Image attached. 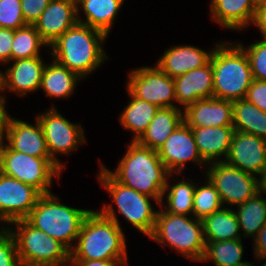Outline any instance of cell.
Here are the masks:
<instances>
[{"instance_id": "obj_1", "label": "cell", "mask_w": 266, "mask_h": 266, "mask_svg": "<svg viewBox=\"0 0 266 266\" xmlns=\"http://www.w3.org/2000/svg\"><path fill=\"white\" fill-rule=\"evenodd\" d=\"M77 241L70 250V260H117L127 264L125 237L112 205L89 212Z\"/></svg>"}, {"instance_id": "obj_2", "label": "cell", "mask_w": 266, "mask_h": 266, "mask_svg": "<svg viewBox=\"0 0 266 266\" xmlns=\"http://www.w3.org/2000/svg\"><path fill=\"white\" fill-rule=\"evenodd\" d=\"M104 168L117 182L153 197L162 208L167 178L172 175L162 163L157 150L131 141L115 172Z\"/></svg>"}, {"instance_id": "obj_3", "label": "cell", "mask_w": 266, "mask_h": 266, "mask_svg": "<svg viewBox=\"0 0 266 266\" xmlns=\"http://www.w3.org/2000/svg\"><path fill=\"white\" fill-rule=\"evenodd\" d=\"M106 37L104 32L77 22L50 45V53L56 62L84 78L107 59L100 45Z\"/></svg>"}, {"instance_id": "obj_4", "label": "cell", "mask_w": 266, "mask_h": 266, "mask_svg": "<svg viewBox=\"0 0 266 266\" xmlns=\"http://www.w3.org/2000/svg\"><path fill=\"white\" fill-rule=\"evenodd\" d=\"M226 45H216L217 48L213 49L210 58L213 69V97L235 101L245 98L254 79L243 45Z\"/></svg>"}, {"instance_id": "obj_5", "label": "cell", "mask_w": 266, "mask_h": 266, "mask_svg": "<svg viewBox=\"0 0 266 266\" xmlns=\"http://www.w3.org/2000/svg\"><path fill=\"white\" fill-rule=\"evenodd\" d=\"M90 211L65 206L58 197L49 193L38 198L35 207L25 219L71 250L73 240H77L83 221Z\"/></svg>"}, {"instance_id": "obj_6", "label": "cell", "mask_w": 266, "mask_h": 266, "mask_svg": "<svg viewBox=\"0 0 266 266\" xmlns=\"http://www.w3.org/2000/svg\"><path fill=\"white\" fill-rule=\"evenodd\" d=\"M149 238L173 249L194 261H201L205 240L202 220L190 219L186 215L158 211L155 226Z\"/></svg>"}, {"instance_id": "obj_7", "label": "cell", "mask_w": 266, "mask_h": 266, "mask_svg": "<svg viewBox=\"0 0 266 266\" xmlns=\"http://www.w3.org/2000/svg\"><path fill=\"white\" fill-rule=\"evenodd\" d=\"M19 260L22 266H65L70 250L57 239L32 226L26 219L11 222Z\"/></svg>"}, {"instance_id": "obj_8", "label": "cell", "mask_w": 266, "mask_h": 266, "mask_svg": "<svg viewBox=\"0 0 266 266\" xmlns=\"http://www.w3.org/2000/svg\"><path fill=\"white\" fill-rule=\"evenodd\" d=\"M62 168L52 158H39L12 150L0 144V172L33 186L41 194H49L52 177L60 175Z\"/></svg>"}, {"instance_id": "obj_9", "label": "cell", "mask_w": 266, "mask_h": 266, "mask_svg": "<svg viewBox=\"0 0 266 266\" xmlns=\"http://www.w3.org/2000/svg\"><path fill=\"white\" fill-rule=\"evenodd\" d=\"M100 167L101 170H99L100 175H98V178L111 194L120 214L133 227L149 237L153 232L158 213V211H153L149 200L153 197L120 184L109 174L103 165Z\"/></svg>"}, {"instance_id": "obj_10", "label": "cell", "mask_w": 266, "mask_h": 266, "mask_svg": "<svg viewBox=\"0 0 266 266\" xmlns=\"http://www.w3.org/2000/svg\"><path fill=\"white\" fill-rule=\"evenodd\" d=\"M207 179L218 191L222 204L240 205L259 193L261 180L255 175L242 171L225 161L211 162Z\"/></svg>"}, {"instance_id": "obj_11", "label": "cell", "mask_w": 266, "mask_h": 266, "mask_svg": "<svg viewBox=\"0 0 266 266\" xmlns=\"http://www.w3.org/2000/svg\"><path fill=\"white\" fill-rule=\"evenodd\" d=\"M127 90L134 97L162 107H177L174 79L155 67H141L129 74ZM173 103V104H172Z\"/></svg>"}, {"instance_id": "obj_12", "label": "cell", "mask_w": 266, "mask_h": 266, "mask_svg": "<svg viewBox=\"0 0 266 266\" xmlns=\"http://www.w3.org/2000/svg\"><path fill=\"white\" fill-rule=\"evenodd\" d=\"M37 119L42 127L50 157L63 169L65 164L60 163L55 154H68L79 144L86 142L84 130L81 125L69 122L54 107L38 115Z\"/></svg>"}, {"instance_id": "obj_13", "label": "cell", "mask_w": 266, "mask_h": 266, "mask_svg": "<svg viewBox=\"0 0 266 266\" xmlns=\"http://www.w3.org/2000/svg\"><path fill=\"white\" fill-rule=\"evenodd\" d=\"M41 195L33 186L0 172V220L10 224L25 219Z\"/></svg>"}, {"instance_id": "obj_14", "label": "cell", "mask_w": 266, "mask_h": 266, "mask_svg": "<svg viewBox=\"0 0 266 266\" xmlns=\"http://www.w3.org/2000/svg\"><path fill=\"white\" fill-rule=\"evenodd\" d=\"M222 161L261 178L266 169V140L234 131L228 156Z\"/></svg>"}, {"instance_id": "obj_15", "label": "cell", "mask_w": 266, "mask_h": 266, "mask_svg": "<svg viewBox=\"0 0 266 266\" xmlns=\"http://www.w3.org/2000/svg\"><path fill=\"white\" fill-rule=\"evenodd\" d=\"M157 153L170 174L177 168L176 172L180 174L185 163L191 160L198 164L206 163L198 151L192 128L184 121L169 135Z\"/></svg>"}, {"instance_id": "obj_16", "label": "cell", "mask_w": 266, "mask_h": 266, "mask_svg": "<svg viewBox=\"0 0 266 266\" xmlns=\"http://www.w3.org/2000/svg\"><path fill=\"white\" fill-rule=\"evenodd\" d=\"M78 6L76 0H51L33 24L49 47L78 22Z\"/></svg>"}, {"instance_id": "obj_17", "label": "cell", "mask_w": 266, "mask_h": 266, "mask_svg": "<svg viewBox=\"0 0 266 266\" xmlns=\"http://www.w3.org/2000/svg\"><path fill=\"white\" fill-rule=\"evenodd\" d=\"M183 121L191 128L233 126L232 101L208 98L188 105Z\"/></svg>"}, {"instance_id": "obj_18", "label": "cell", "mask_w": 266, "mask_h": 266, "mask_svg": "<svg viewBox=\"0 0 266 266\" xmlns=\"http://www.w3.org/2000/svg\"><path fill=\"white\" fill-rule=\"evenodd\" d=\"M7 145L16 152L39 158H51L42 127L36 118V125L28 124L10 116L6 124Z\"/></svg>"}, {"instance_id": "obj_19", "label": "cell", "mask_w": 266, "mask_h": 266, "mask_svg": "<svg viewBox=\"0 0 266 266\" xmlns=\"http://www.w3.org/2000/svg\"><path fill=\"white\" fill-rule=\"evenodd\" d=\"M14 61L11 68L2 73V90L8 88L20 96L38 90L46 65L41 56Z\"/></svg>"}, {"instance_id": "obj_20", "label": "cell", "mask_w": 266, "mask_h": 266, "mask_svg": "<svg viewBox=\"0 0 266 266\" xmlns=\"http://www.w3.org/2000/svg\"><path fill=\"white\" fill-rule=\"evenodd\" d=\"M176 102L184 109L201 99L213 98V69L211 61L174 79Z\"/></svg>"}, {"instance_id": "obj_21", "label": "cell", "mask_w": 266, "mask_h": 266, "mask_svg": "<svg viewBox=\"0 0 266 266\" xmlns=\"http://www.w3.org/2000/svg\"><path fill=\"white\" fill-rule=\"evenodd\" d=\"M212 52L213 50L206 52V50L189 45L175 46L165 51L156 65L175 79L206 65L210 61Z\"/></svg>"}, {"instance_id": "obj_22", "label": "cell", "mask_w": 266, "mask_h": 266, "mask_svg": "<svg viewBox=\"0 0 266 266\" xmlns=\"http://www.w3.org/2000/svg\"><path fill=\"white\" fill-rule=\"evenodd\" d=\"M192 133L201 158L209 164L211 161L219 162L220 156H228L233 126L192 128Z\"/></svg>"}, {"instance_id": "obj_23", "label": "cell", "mask_w": 266, "mask_h": 266, "mask_svg": "<svg viewBox=\"0 0 266 266\" xmlns=\"http://www.w3.org/2000/svg\"><path fill=\"white\" fill-rule=\"evenodd\" d=\"M211 13L214 21L226 29H243L253 22L257 0H212Z\"/></svg>"}, {"instance_id": "obj_24", "label": "cell", "mask_w": 266, "mask_h": 266, "mask_svg": "<svg viewBox=\"0 0 266 266\" xmlns=\"http://www.w3.org/2000/svg\"><path fill=\"white\" fill-rule=\"evenodd\" d=\"M183 122V112L178 107L159 108L146 131L137 140L145 147L158 150L172 132Z\"/></svg>"}, {"instance_id": "obj_25", "label": "cell", "mask_w": 266, "mask_h": 266, "mask_svg": "<svg viewBox=\"0 0 266 266\" xmlns=\"http://www.w3.org/2000/svg\"><path fill=\"white\" fill-rule=\"evenodd\" d=\"M234 131L253 134L266 140V112L245 98L232 101Z\"/></svg>"}, {"instance_id": "obj_26", "label": "cell", "mask_w": 266, "mask_h": 266, "mask_svg": "<svg viewBox=\"0 0 266 266\" xmlns=\"http://www.w3.org/2000/svg\"><path fill=\"white\" fill-rule=\"evenodd\" d=\"M205 241H225L241 239L236 213L229 208H222L202 219Z\"/></svg>"}, {"instance_id": "obj_27", "label": "cell", "mask_w": 266, "mask_h": 266, "mask_svg": "<svg viewBox=\"0 0 266 266\" xmlns=\"http://www.w3.org/2000/svg\"><path fill=\"white\" fill-rule=\"evenodd\" d=\"M82 6L86 21L78 18V22L86 24L109 34L113 21L124 0H76Z\"/></svg>"}, {"instance_id": "obj_28", "label": "cell", "mask_w": 266, "mask_h": 266, "mask_svg": "<svg viewBox=\"0 0 266 266\" xmlns=\"http://www.w3.org/2000/svg\"><path fill=\"white\" fill-rule=\"evenodd\" d=\"M52 62L45 65L40 88L47 96L68 98L73 93L78 79L81 78L54 59Z\"/></svg>"}, {"instance_id": "obj_29", "label": "cell", "mask_w": 266, "mask_h": 266, "mask_svg": "<svg viewBox=\"0 0 266 266\" xmlns=\"http://www.w3.org/2000/svg\"><path fill=\"white\" fill-rule=\"evenodd\" d=\"M129 94L132 100L121 114L120 121L125 129L134 131L132 141H137L146 131L159 107L134 97L130 92Z\"/></svg>"}, {"instance_id": "obj_30", "label": "cell", "mask_w": 266, "mask_h": 266, "mask_svg": "<svg viewBox=\"0 0 266 266\" xmlns=\"http://www.w3.org/2000/svg\"><path fill=\"white\" fill-rule=\"evenodd\" d=\"M265 190H261L245 203L238 205L235 212L239 222V228L243 230L245 237H256L266 223V199L261 197Z\"/></svg>"}, {"instance_id": "obj_31", "label": "cell", "mask_w": 266, "mask_h": 266, "mask_svg": "<svg viewBox=\"0 0 266 266\" xmlns=\"http://www.w3.org/2000/svg\"><path fill=\"white\" fill-rule=\"evenodd\" d=\"M243 249L241 239L225 241H205V250L201 261L211 259L215 266H238L242 262Z\"/></svg>"}, {"instance_id": "obj_32", "label": "cell", "mask_w": 266, "mask_h": 266, "mask_svg": "<svg viewBox=\"0 0 266 266\" xmlns=\"http://www.w3.org/2000/svg\"><path fill=\"white\" fill-rule=\"evenodd\" d=\"M42 45L48 46L34 25L27 24L14 30L11 61L40 56L39 50Z\"/></svg>"}, {"instance_id": "obj_33", "label": "cell", "mask_w": 266, "mask_h": 266, "mask_svg": "<svg viewBox=\"0 0 266 266\" xmlns=\"http://www.w3.org/2000/svg\"><path fill=\"white\" fill-rule=\"evenodd\" d=\"M170 187L167 195V209L165 210L168 213L188 215L193 213V199H194V190L195 185L192 181L188 182L181 180L180 182L169 185L168 181L164 189V194L167 189Z\"/></svg>"}, {"instance_id": "obj_34", "label": "cell", "mask_w": 266, "mask_h": 266, "mask_svg": "<svg viewBox=\"0 0 266 266\" xmlns=\"http://www.w3.org/2000/svg\"><path fill=\"white\" fill-rule=\"evenodd\" d=\"M206 185L195 187L193 199V215L195 218L203 219L214 212L222 209V202L220 200L218 191L215 186L206 180Z\"/></svg>"}, {"instance_id": "obj_35", "label": "cell", "mask_w": 266, "mask_h": 266, "mask_svg": "<svg viewBox=\"0 0 266 266\" xmlns=\"http://www.w3.org/2000/svg\"><path fill=\"white\" fill-rule=\"evenodd\" d=\"M26 25L21 0H0V28L16 30Z\"/></svg>"}, {"instance_id": "obj_36", "label": "cell", "mask_w": 266, "mask_h": 266, "mask_svg": "<svg viewBox=\"0 0 266 266\" xmlns=\"http://www.w3.org/2000/svg\"><path fill=\"white\" fill-rule=\"evenodd\" d=\"M243 49L248 57L253 79L266 81V38Z\"/></svg>"}, {"instance_id": "obj_37", "label": "cell", "mask_w": 266, "mask_h": 266, "mask_svg": "<svg viewBox=\"0 0 266 266\" xmlns=\"http://www.w3.org/2000/svg\"><path fill=\"white\" fill-rule=\"evenodd\" d=\"M0 231V266H22L17 245L11 229L1 227Z\"/></svg>"}, {"instance_id": "obj_38", "label": "cell", "mask_w": 266, "mask_h": 266, "mask_svg": "<svg viewBox=\"0 0 266 266\" xmlns=\"http://www.w3.org/2000/svg\"><path fill=\"white\" fill-rule=\"evenodd\" d=\"M51 0H21V9L26 24L33 25Z\"/></svg>"}, {"instance_id": "obj_39", "label": "cell", "mask_w": 266, "mask_h": 266, "mask_svg": "<svg viewBox=\"0 0 266 266\" xmlns=\"http://www.w3.org/2000/svg\"><path fill=\"white\" fill-rule=\"evenodd\" d=\"M245 99L266 112V81L254 79L246 92Z\"/></svg>"}, {"instance_id": "obj_40", "label": "cell", "mask_w": 266, "mask_h": 266, "mask_svg": "<svg viewBox=\"0 0 266 266\" xmlns=\"http://www.w3.org/2000/svg\"><path fill=\"white\" fill-rule=\"evenodd\" d=\"M14 39V29L0 28V63L11 61V49Z\"/></svg>"}, {"instance_id": "obj_41", "label": "cell", "mask_w": 266, "mask_h": 266, "mask_svg": "<svg viewBox=\"0 0 266 266\" xmlns=\"http://www.w3.org/2000/svg\"><path fill=\"white\" fill-rule=\"evenodd\" d=\"M259 28L262 36L266 38V0L258 1L253 22Z\"/></svg>"}, {"instance_id": "obj_42", "label": "cell", "mask_w": 266, "mask_h": 266, "mask_svg": "<svg viewBox=\"0 0 266 266\" xmlns=\"http://www.w3.org/2000/svg\"><path fill=\"white\" fill-rule=\"evenodd\" d=\"M254 253L258 260L266 259V223L254 239Z\"/></svg>"}, {"instance_id": "obj_43", "label": "cell", "mask_w": 266, "mask_h": 266, "mask_svg": "<svg viewBox=\"0 0 266 266\" xmlns=\"http://www.w3.org/2000/svg\"><path fill=\"white\" fill-rule=\"evenodd\" d=\"M75 266H118L117 260H70Z\"/></svg>"}, {"instance_id": "obj_44", "label": "cell", "mask_w": 266, "mask_h": 266, "mask_svg": "<svg viewBox=\"0 0 266 266\" xmlns=\"http://www.w3.org/2000/svg\"><path fill=\"white\" fill-rule=\"evenodd\" d=\"M8 117L9 115H7L5 109V97L0 96V144L4 142L3 136L5 135Z\"/></svg>"}, {"instance_id": "obj_45", "label": "cell", "mask_w": 266, "mask_h": 266, "mask_svg": "<svg viewBox=\"0 0 266 266\" xmlns=\"http://www.w3.org/2000/svg\"><path fill=\"white\" fill-rule=\"evenodd\" d=\"M260 180H261V188L265 190V194H266V169H265L263 176L260 178Z\"/></svg>"}, {"instance_id": "obj_46", "label": "cell", "mask_w": 266, "mask_h": 266, "mask_svg": "<svg viewBox=\"0 0 266 266\" xmlns=\"http://www.w3.org/2000/svg\"><path fill=\"white\" fill-rule=\"evenodd\" d=\"M253 264L254 263H249V262L245 261L244 263L239 264L238 266H254Z\"/></svg>"}, {"instance_id": "obj_47", "label": "cell", "mask_w": 266, "mask_h": 266, "mask_svg": "<svg viewBox=\"0 0 266 266\" xmlns=\"http://www.w3.org/2000/svg\"><path fill=\"white\" fill-rule=\"evenodd\" d=\"M0 91H2V71H0Z\"/></svg>"}]
</instances>
